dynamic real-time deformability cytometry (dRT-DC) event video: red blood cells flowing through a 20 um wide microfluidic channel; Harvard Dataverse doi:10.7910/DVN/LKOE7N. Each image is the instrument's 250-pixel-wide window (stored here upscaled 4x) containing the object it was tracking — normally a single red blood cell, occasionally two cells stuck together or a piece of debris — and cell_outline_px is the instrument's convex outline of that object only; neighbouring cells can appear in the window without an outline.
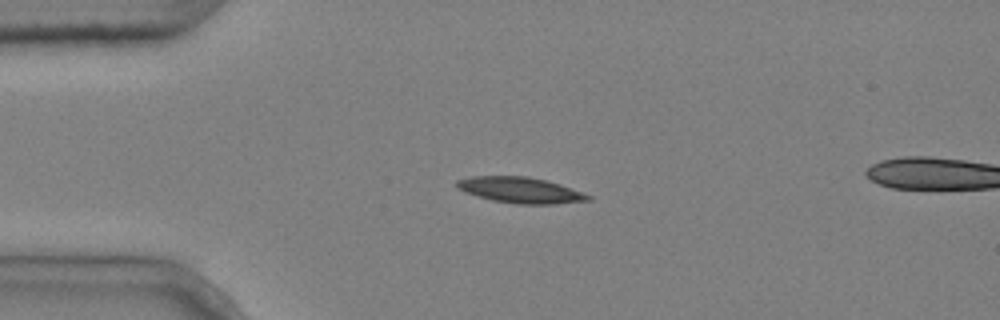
{"species": "common noctule bat (a hibernating species)", "species_latin": "Nyctalus noctula", "temperature_condition": "cold", "stored_images_in_passage": 4, "segment_of_instrument_passage": [1, 2], "camera_frame_rate_fps": 3000, "um_per_image_px": 0.085, "animal": {"sex": "male", "body_mass_g": 20.4}, "frame": {"image": 1, "passage_image": 3, "time_ms": 0.667, "image_size_px": [1000, 320], "cell_outline_px": [[592, 200], [556, 204], [516, 204], [492, 200], [464, 192], [456, 188], [456, 180], [472, 176], [528, 176], [548, 180], [560, 184], [592, 196]], "centroid_in_image_um": [44.23, 16.16], "position_along_channel_um": 40.8, "area_um2": 19.94}}